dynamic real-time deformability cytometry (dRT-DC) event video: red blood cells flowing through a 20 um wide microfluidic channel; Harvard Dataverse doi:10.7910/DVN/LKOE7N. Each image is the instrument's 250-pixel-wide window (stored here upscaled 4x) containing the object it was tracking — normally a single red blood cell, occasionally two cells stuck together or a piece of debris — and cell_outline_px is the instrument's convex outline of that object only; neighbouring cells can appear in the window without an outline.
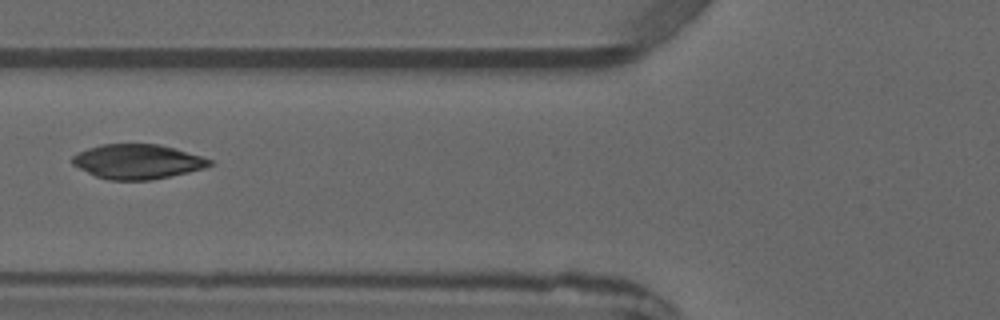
{"species": "common noctule bat (a hibernating species)", "species_latin": "Nyctalus noctula", "temperature_condition": "warm", "stored_images_in_passage": 6, "camera_frame_rate_fps": 3000, "um_per_image_px": 0.085, "animal": {"sex": "male", "forearm_length_mm": 52.5}, "frame": {"image": 1, "passage_image": 5, "time_ms": 4.667, "image_size_px": [1000, 320], "cell_outline_px": [[212, 164], [204, 168], [188, 172], [152, 180], [108, 180], [96, 176], [72, 164], [72, 156], [76, 152], [100, 144], [160, 144], [200, 156], [212, 160]], "centroid_in_image_um": [11.65, 13.73], "position_along_channel_um": 114.1, "area_um2": 27.57}}
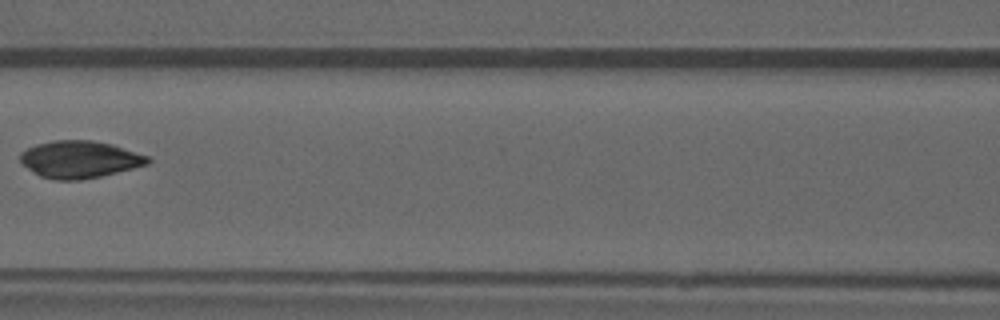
{"frame": {"image": 2, "passage_image": 6, "time_ms": 5.667, "image_size_px": [1000, 320], "cell_outline_px": [[152, 160], [148, 164], [100, 176], [80, 180], [56, 180], [40, 176], [28, 168], [20, 160], [20, 152], [36, 144], [52, 140], [92, 140], [112, 144], [148, 156]], "centroid_in_image_um": [6.76, 13.54], "position_along_channel_um": 159.8, "area_um2": 27.46}}